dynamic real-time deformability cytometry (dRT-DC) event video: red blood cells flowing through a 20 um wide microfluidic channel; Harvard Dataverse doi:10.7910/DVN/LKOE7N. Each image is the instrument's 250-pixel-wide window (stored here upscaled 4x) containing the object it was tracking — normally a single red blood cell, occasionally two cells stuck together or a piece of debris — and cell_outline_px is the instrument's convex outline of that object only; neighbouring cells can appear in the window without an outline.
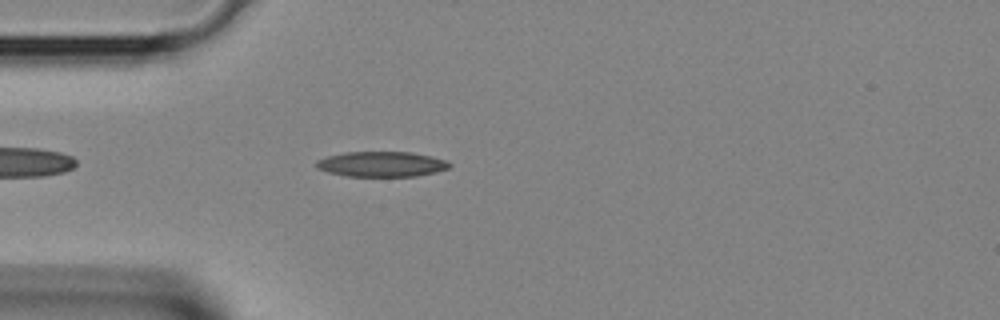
{"species": "Egyptian fruit bat (a non-hibernating species)", "species_latin": "Rousettus aegyptiacus", "temperature_condition": "room temperature", "stored_images_in_passage": 31, "camera_frame_rate_fps": 3000, "um_per_image_px": 0.085, "animal": {"sex": "female"}, "frame": {"image": 1, "passage_image": 4, "time_ms": 1.0, "image_size_px": [1000, 320], "cell_outline_px": [[452, 164], [448, 168], [436, 172], [416, 176], [344, 176], [328, 172], [316, 168], [316, 160], [328, 156], [344, 152], [412, 152], [432, 156], [444, 160]], "centroid_in_image_um": [32.42, 13.95], "position_along_channel_um": 52.6, "area_um2": 19.59}}
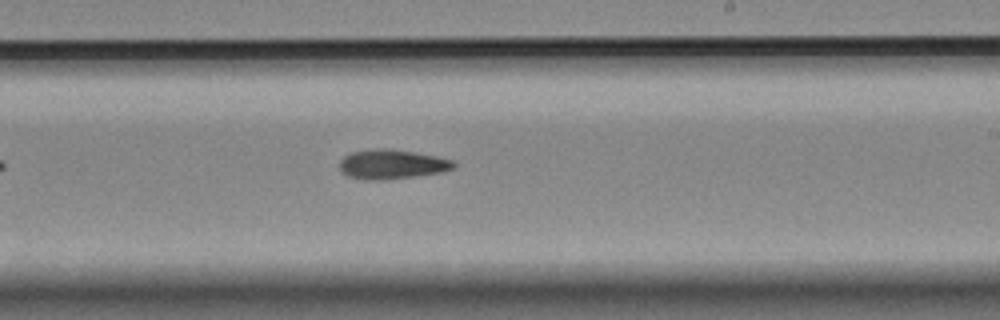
{"frame": {"image": 2, "passage_image": 16, "time_ms": 5.0, "image_size_px": [1000, 320], "cell_outline_px": [[456, 168], [444, 172], [416, 176], [384, 180], [364, 180], [348, 176], [340, 172], [340, 160], [344, 156], [352, 152], [380, 148], [388, 148], [436, 156], [452, 160], [456, 164]], "centroid_in_image_um": [33.32, 13.98], "position_along_channel_um": 255.7, "area_um2": 19.71}}
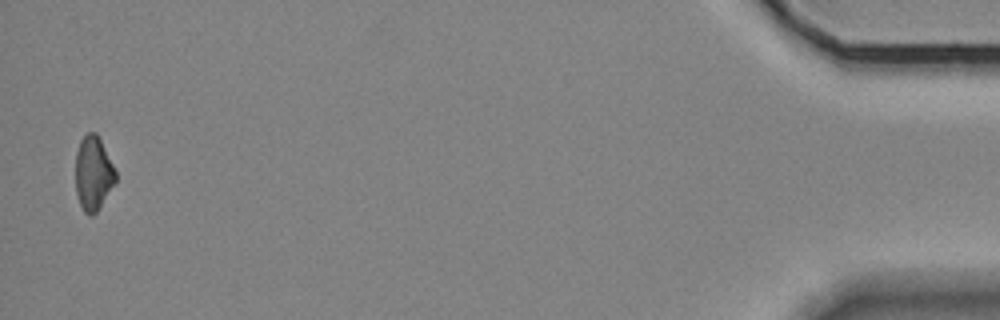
{"frame": {"image": 3, "passage_image": 31, "time_ms": 10.0, "image_size_px": [1000, 320], "cell_outline_px": [[116, 184], [96, 212], [92, 216], [88, 216], [84, 212], [80, 204], [76, 192], [76, 152], [80, 140], [88, 132], [96, 132], [116, 172]], "centroid_in_image_um": [7.93, 14.76], "position_along_channel_um": 427.3, "area_um2": 17.28}}